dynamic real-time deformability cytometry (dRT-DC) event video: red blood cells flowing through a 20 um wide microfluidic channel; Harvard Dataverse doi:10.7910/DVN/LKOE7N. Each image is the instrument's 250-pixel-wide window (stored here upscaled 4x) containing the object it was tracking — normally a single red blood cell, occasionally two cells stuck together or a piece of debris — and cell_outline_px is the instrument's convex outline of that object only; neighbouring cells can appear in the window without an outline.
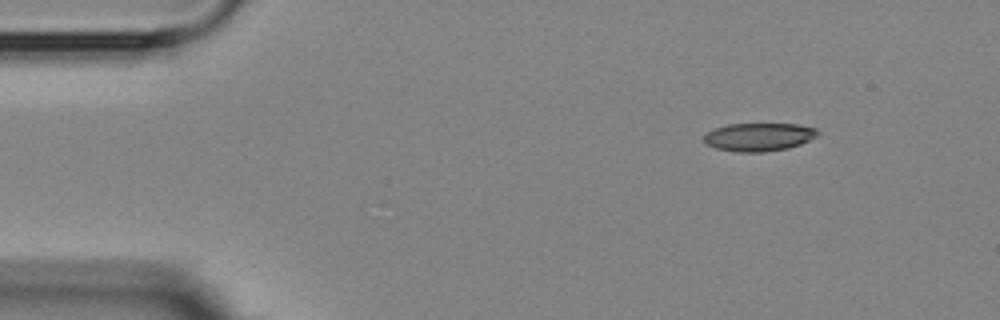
{"species": "Egyptian fruit bat (a non-hibernating species)", "species_latin": "Rousettus aegyptiacus", "temperature_condition": "room temperature", "stored_images_in_passage": 7, "camera_frame_rate_fps": 3000, "um_per_image_px": 0.085, "animal": {"sex": "female"}, "frame": {"image": 1, "passage_image": 1, "time_ms": 0.0, "image_size_px": [1000, 320], "cell_outline_px": [[820, 132], [816, 136], [800, 144], [788, 148], [764, 152], [736, 152], [716, 148], [708, 144], [704, 140], [704, 136], [712, 128], [728, 124], [796, 124], [816, 128]], "centroid_in_image_um": [64.5, 11.64], "position_along_channel_um": 20.5, "area_um2": 18.61}}
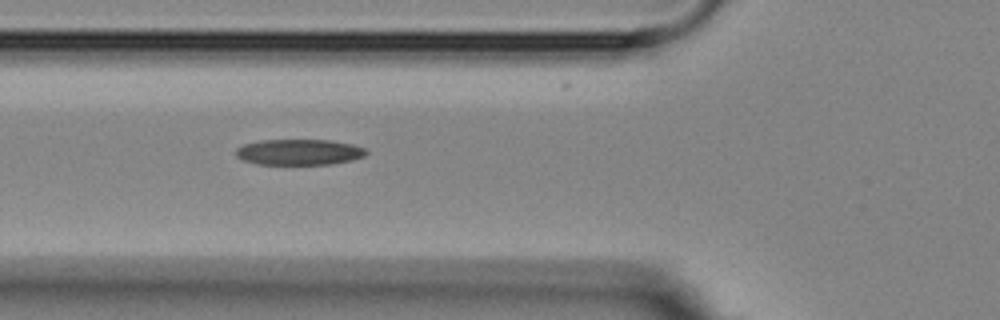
{"frame": {"image": 2, "passage_image": 5, "time_ms": 4.333, "image_size_px": [1000, 320], "cell_outline_px": [[368, 152], [364, 156], [332, 164], [260, 164], [244, 160], [236, 156], [236, 148], [244, 144], [260, 140], [328, 140], [352, 144], [364, 148]], "centroid_in_image_um": [25.4, 12.92], "position_along_channel_um": 100.4, "area_um2": 19.36}}
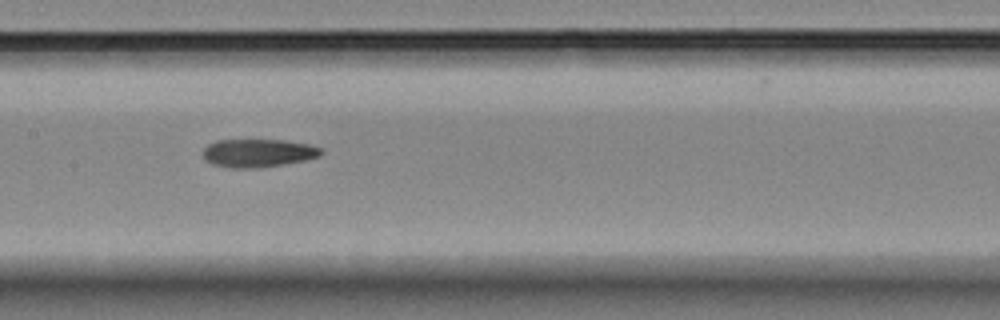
{"frame": {"image": 3, "passage_image": 7, "time_ms": 6.667, "image_size_px": [1000, 320], "cell_outline_px": [[324, 152], [320, 156], [304, 160], [256, 168], [232, 168], [212, 164], [204, 160], [204, 148], [208, 144], [216, 140], [284, 140], [308, 144], [320, 148]], "centroid_in_image_um": [21.91, 13.0], "position_along_channel_um": 185.5, "area_um2": 19.25}}